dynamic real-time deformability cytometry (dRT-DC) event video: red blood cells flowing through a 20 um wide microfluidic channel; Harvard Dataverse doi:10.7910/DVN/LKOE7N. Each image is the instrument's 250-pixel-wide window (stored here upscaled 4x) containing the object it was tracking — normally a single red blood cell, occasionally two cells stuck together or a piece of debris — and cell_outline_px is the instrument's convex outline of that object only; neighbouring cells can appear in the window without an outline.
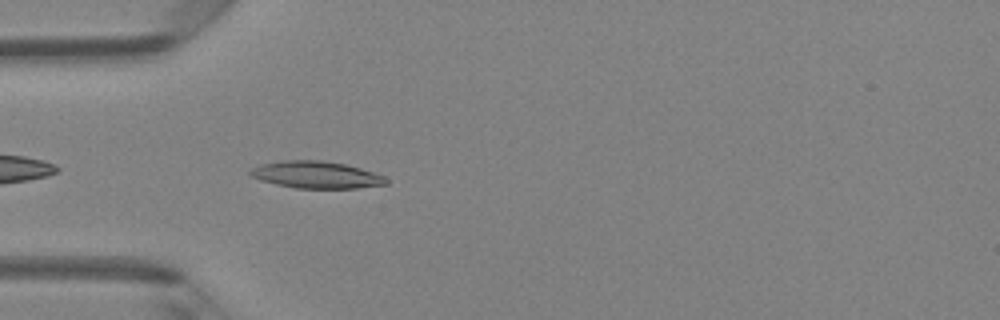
{"species": "Egyptian fruit bat (a non-hibernating species)", "species_latin": "Rousettus aegyptiacus", "temperature_condition": "room temperature", "stored_images_in_passage": 36, "camera_frame_rate_fps": 3000, "um_per_image_px": 0.085, "animal": {"sex": "female"}, "frame": {"image": 1, "passage_image": 2, "time_ms": 0.333, "image_size_px": [1000, 320], "cell_outline_px": [[388, 184], [356, 188], [296, 188], [276, 184], [260, 180], [248, 176], [248, 172], [252, 168], [260, 164], [284, 160], [320, 160], [344, 164], [360, 168], [384, 176], [388, 180]], "centroid_in_image_um": [26.84, 14.86], "position_along_channel_um": 58.2, "area_um2": 21.39}}
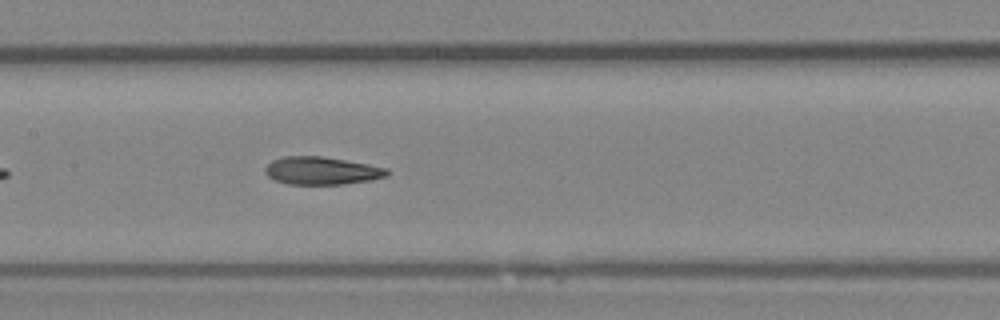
{"frame": {"image": 2, "passage_image": 11, "time_ms": 3.333, "image_size_px": [1000, 320], "cell_outline_px": [[392, 172], [388, 176], [372, 180], [344, 184], [288, 184], [276, 180], [268, 176], [264, 172], [264, 168], [272, 160], [284, 156], [324, 156], [368, 164], [388, 168]], "centroid_in_image_um": [27.38, 14.51], "position_along_channel_um": 180.0, "area_um2": 19.94}}
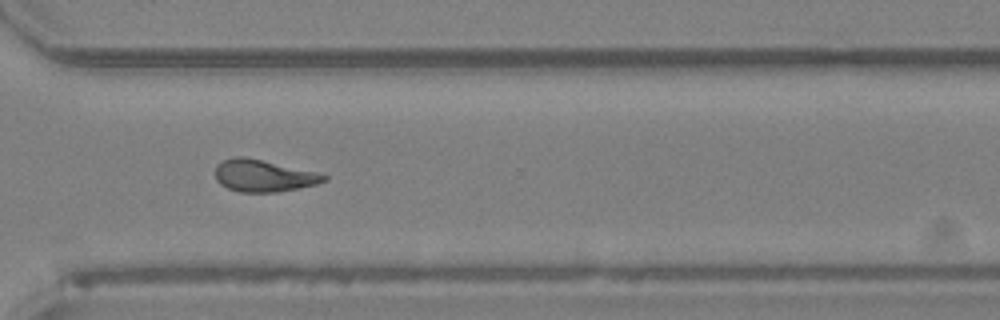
{"frame": {"image": 3, "passage_image": 23, "time_ms": 7.333, "image_size_px": [1000, 320], "cell_outline_px": [[328, 180], [316, 184], [276, 192], [240, 192], [228, 188], [220, 184], [216, 180], [216, 164], [224, 160], [236, 156], [244, 156], [316, 172], [328, 176]], "centroid_in_image_um": [22.38, 14.93], "position_along_channel_um": 348.2, "area_um2": 20.06}, "authors_computed_cell_mechanics": {"area_um2": 20.0855, "velocity_mm_per_s": 4.2154, "shape_relaxation_time_tau1_ms": 4.5067, "shape_relaxation_time_tau2_ms": 2.4738, "deformation_change_tau1": 0.1625, "deformation_change_tau2": 0.1142}}